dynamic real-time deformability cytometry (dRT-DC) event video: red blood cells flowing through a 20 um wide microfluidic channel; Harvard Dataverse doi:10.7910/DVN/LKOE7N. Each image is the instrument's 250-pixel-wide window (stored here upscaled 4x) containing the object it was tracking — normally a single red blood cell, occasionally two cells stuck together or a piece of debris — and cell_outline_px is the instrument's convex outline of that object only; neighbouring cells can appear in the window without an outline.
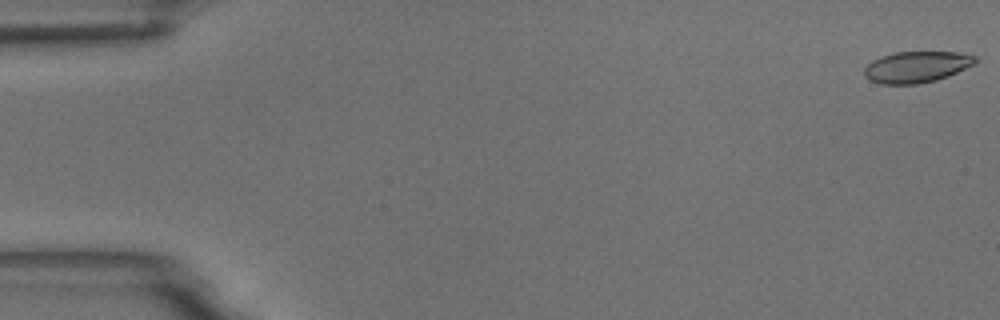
{"species": "common noctule bat (a hibernating species)", "species_latin": "Nyctalus noctula", "temperature_condition": "room temperature", "stored_images_in_passage": 59, "camera_frame_rate_fps": 3000, "um_per_image_px": 0.085, "animal": {"sex": "male", "body_mass_g": 18.8}, "frame": {"image": 1, "passage_image": 1, "time_ms": 0.0, "image_size_px": [1000, 320], "cell_outline_px": [[980, 60], [976, 64], [948, 76], [936, 80], [916, 84], [880, 84], [868, 80], [864, 76], [864, 68], [872, 60], [880, 56], [892, 52], [960, 52], [976, 56]], "centroid_in_image_um": [77.92, 5.68], "position_along_channel_um": 7.1, "area_um2": 20.58}}
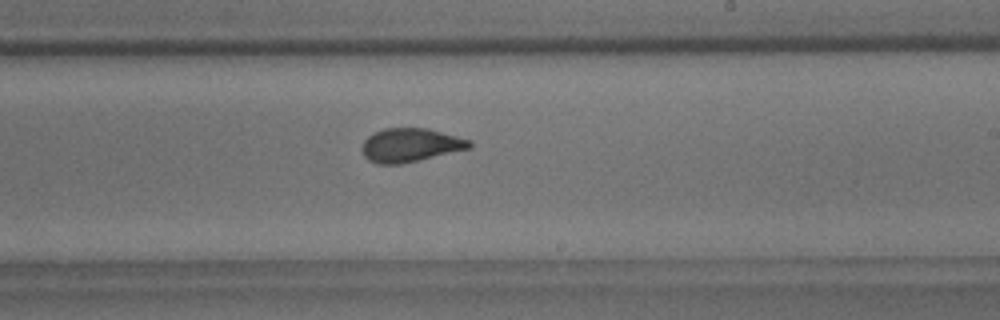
{"frame": {"image": 2, "passage_image": 35, "time_ms": 11.333, "image_size_px": [1000, 320], "cell_outline_px": [[472, 148], [420, 160], [400, 164], [376, 164], [368, 160], [364, 156], [360, 148], [364, 140], [372, 132], [384, 128], [428, 128], [472, 140]], "centroid_in_image_um": [34.87, 12.33], "position_along_channel_um": 254.1, "area_um2": 21.44}}
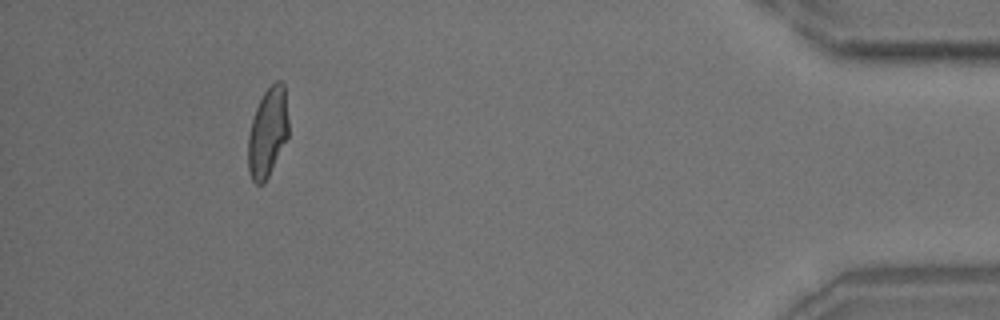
{"frame": {"image": 3, "passage_image": 54, "time_ms": 17.667, "image_size_px": [1000, 320], "cell_outline_px": [[288, 136], [264, 184], [256, 184], [252, 180], [248, 172], [248, 136], [252, 120], [256, 108], [264, 92], [276, 80], [280, 80], [284, 84], [288, 120]], "centroid_in_image_um": [22.74, 11.26], "position_along_channel_um": 412.5, "area_um2": 20.87}, "authors_computed_cell_mechanics": {"area_um2": 21.3282, "velocity_mm_per_s": 3.4569, "shape_relaxation_time_tau1_ms": 5.168, "shape_relaxation_time_tau2_ms": 0.936, "deformation_change_tau1": 0.1606, "deformation_change_tau2": 0.0543}}